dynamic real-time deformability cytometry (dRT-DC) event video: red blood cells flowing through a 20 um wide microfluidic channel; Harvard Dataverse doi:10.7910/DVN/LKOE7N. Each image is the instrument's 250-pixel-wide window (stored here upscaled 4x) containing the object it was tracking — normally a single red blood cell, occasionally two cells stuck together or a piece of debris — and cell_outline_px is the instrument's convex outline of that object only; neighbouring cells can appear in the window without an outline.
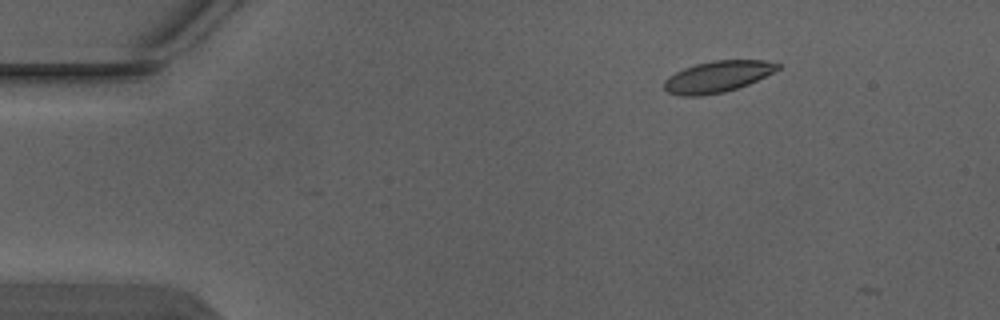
{"species": "Egyptian fruit bat (a non-hibernating species)", "species_latin": "Rousettus aegyptiacus", "temperature_condition": "warm", "stored_images_in_passage": 3, "camera_frame_rate_fps": 3000, "um_per_image_px": 0.085, "animal": {"sex": "male"}, "frame": {"image": 1, "passage_image": 2, "time_ms": 0.333, "image_size_px": [1000, 320], "cell_outline_px": [[784, 64], [780, 68], [748, 84], [724, 92], [700, 96], [680, 96], [668, 92], [664, 88], [664, 80], [668, 76], [684, 68], [696, 64], [712, 60], [764, 60]], "centroid_in_image_um": [60.98, 6.51], "position_along_channel_um": 24.0, "area_um2": 20.69}}